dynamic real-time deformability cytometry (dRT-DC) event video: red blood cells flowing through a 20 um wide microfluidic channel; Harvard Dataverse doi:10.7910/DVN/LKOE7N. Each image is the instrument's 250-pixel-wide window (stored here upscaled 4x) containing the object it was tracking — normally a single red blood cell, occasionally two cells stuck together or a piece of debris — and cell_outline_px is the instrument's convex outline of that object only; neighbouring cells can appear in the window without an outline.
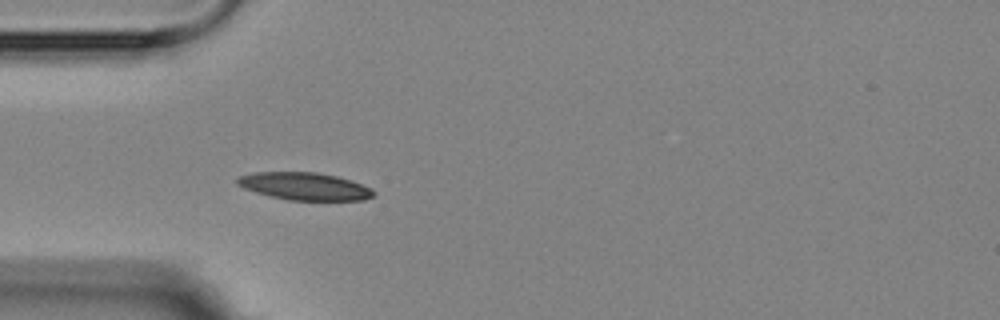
{"species": "Egyptian fruit bat (a non-hibernating species)", "species_latin": "Rousettus aegyptiacus", "temperature_condition": "room temperature", "stored_images_in_passage": 2, "camera_frame_rate_fps": 3000, "um_per_image_px": 0.085, "animal": {"sex": "female"}, "frame": {"image": 1, "passage_image": 2, "time_ms": 1.667, "image_size_px": [1000, 320], "cell_outline_px": [[376, 192], [372, 196], [364, 200], [288, 200], [256, 192], [244, 188], [236, 184], [236, 176], [256, 172], [316, 172], [336, 176], [372, 188]], "centroid_in_image_um": [25.86, 15.83], "position_along_channel_um": 59.1, "area_um2": 21.73}}